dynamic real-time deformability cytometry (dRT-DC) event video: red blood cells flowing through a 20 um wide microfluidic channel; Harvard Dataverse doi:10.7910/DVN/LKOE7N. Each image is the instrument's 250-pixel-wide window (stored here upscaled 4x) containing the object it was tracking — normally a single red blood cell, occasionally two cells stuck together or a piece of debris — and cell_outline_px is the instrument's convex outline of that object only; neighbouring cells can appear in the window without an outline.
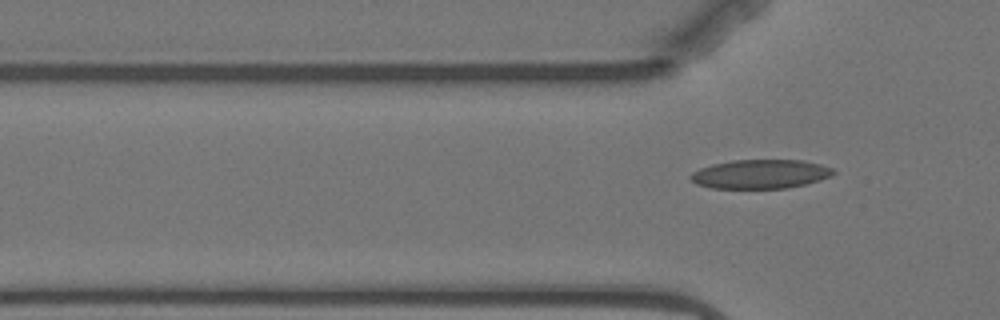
{"species": "Egyptian fruit bat (a non-hibernating species)", "species_latin": "Rousettus aegyptiacus", "temperature_condition": "warm", "stored_images_in_passage": 5, "camera_frame_rate_fps": 3000, "um_per_image_px": 0.085, "animal": {"sex": "female"}, "frame": {"image": 1, "passage_image": 5, "time_ms": 5.667, "image_size_px": [1000, 320], "cell_outline_px": [[836, 172], [832, 176], [820, 180], [788, 188], [712, 188], [696, 184], [688, 176], [692, 172], [700, 168], [712, 164], [732, 160], [804, 160], [820, 164], [832, 168]], "centroid_in_image_um": [64.63, 14.79], "position_along_channel_um": 61.2, "area_um2": 24.22}}